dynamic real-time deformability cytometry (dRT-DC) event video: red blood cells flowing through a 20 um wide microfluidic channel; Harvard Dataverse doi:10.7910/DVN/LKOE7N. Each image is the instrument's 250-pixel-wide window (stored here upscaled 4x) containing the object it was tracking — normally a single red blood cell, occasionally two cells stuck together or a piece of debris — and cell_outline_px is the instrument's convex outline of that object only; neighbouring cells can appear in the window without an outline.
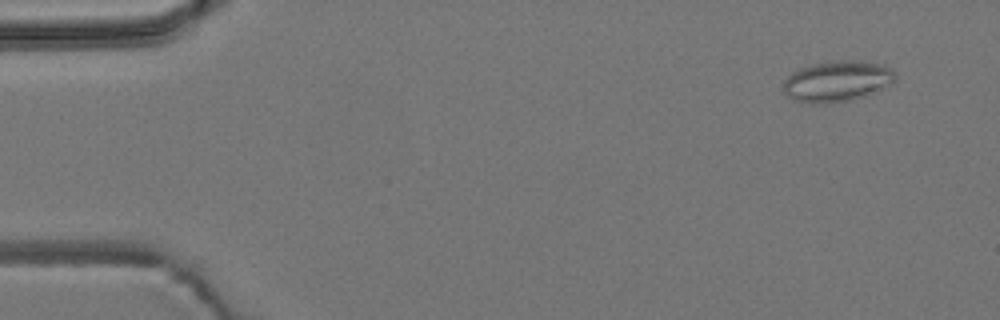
{"species": "common noctule bat (a hibernating species)", "species_latin": "Nyctalus noctula", "temperature_condition": "room temperature", "stored_images_in_passage": 4, "camera_frame_rate_fps": 3000, "um_per_image_px": 0.085, "animal": {"sex": "male", "body_mass_g": 19.2, "forearm_length_mm": 51.8}, "frame": {"image": 1, "passage_image": 4, "time_ms": 1.0, "image_size_px": [1000, 320], "cell_outline_px": [[896, 80], [864, 96], [848, 100], [812, 104], [792, 100], [784, 92], [784, 80], [792, 72], [800, 68], [816, 64], [840, 60], [848, 60], [884, 64], [892, 68], [896, 76]], "centroid_in_image_um": [71.14, 6.9], "position_along_channel_um": 13.9, "area_um2": 26.18}}